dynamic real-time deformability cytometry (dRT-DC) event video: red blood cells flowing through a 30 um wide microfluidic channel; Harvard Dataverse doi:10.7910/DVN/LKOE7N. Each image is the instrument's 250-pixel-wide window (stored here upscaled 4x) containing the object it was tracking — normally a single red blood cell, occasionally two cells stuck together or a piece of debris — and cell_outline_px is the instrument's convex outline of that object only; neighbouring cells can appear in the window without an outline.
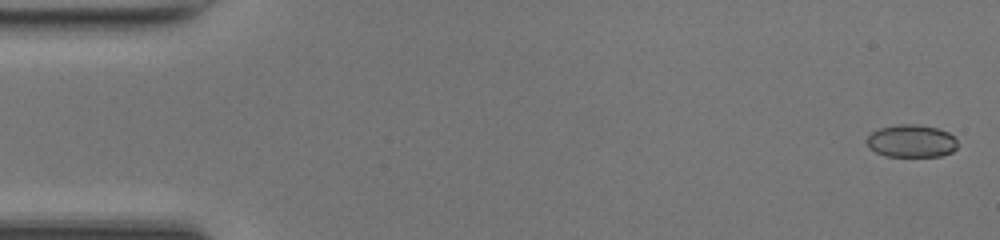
{"species": "common noctule bat (a hibernating species)", "species_latin": "Nyctalus noctula", "temperature_condition": "room temperature", "stored_images_in_passage": 49, "camera_frame_rate_fps": 3000, "um_per_image_px": 0.085, "animal": {"sex": "female", "body_mass_g": 17.0, "forearm_length_mm": 48.0}, "frame": {"image": 1, "passage_image": 2, "time_ms": 0.333, "image_size_px": [1000, 240], "cell_outline_px": [[956, 148], [952, 152], [940, 156], [884, 156], [876, 152], [868, 144], [868, 136], [872, 132], [880, 128], [896, 124], [920, 124], [940, 128], [948, 132], [956, 140]], "centroid_in_image_um": [77.49, 11.97], "position_along_channel_um": 7.5, "area_um2": 17.22}}
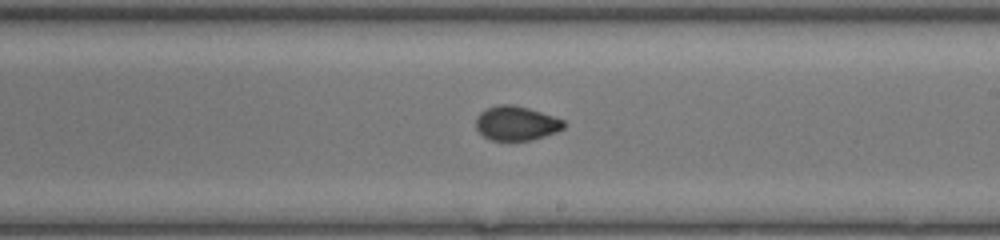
{"frame": {"image": 2, "passage_image": 29, "time_ms": 9.333, "image_size_px": [1000, 240], "cell_outline_px": [[564, 128], [556, 132], [532, 140], [492, 140], [484, 136], [476, 128], [476, 116], [480, 112], [496, 104], [512, 104], [528, 108], [564, 120]], "centroid_in_image_um": [43.86, 10.47], "position_along_channel_um": 245.1, "area_um2": 17.46}}
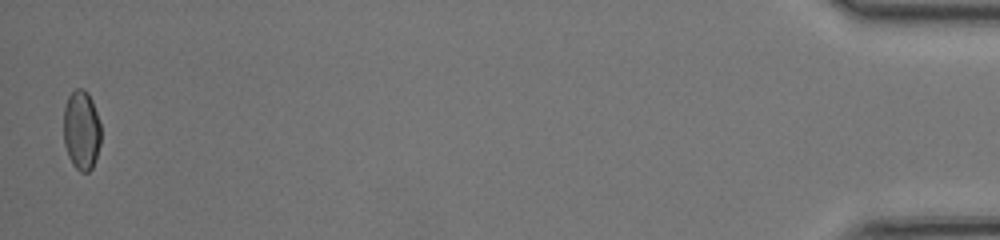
{"frame": {"image": 3, "passage_image": 49, "time_ms": 16.0, "image_size_px": [1000, 240], "cell_outline_px": [[100, 144], [92, 168], [88, 172], [80, 172], [72, 164], [68, 156], [64, 144], [64, 108], [68, 96], [76, 88], [84, 88], [88, 92], [92, 100], [100, 124]], "centroid_in_image_um": [6.91, 11.05], "position_along_channel_um": 428.3, "area_um2": 17.34}, "authors_computed_cell_mechanics": {"area_um2": 17.5134, "velocity_mm_per_s": 4.2698, "shape_relaxation_time_tau1_ms": 11.3756, "shape_relaxation_time_tau2_ms": 1.4753, "deformation_change_tau1": 0.2397, "deformation_change_tau2": 0.0466}}